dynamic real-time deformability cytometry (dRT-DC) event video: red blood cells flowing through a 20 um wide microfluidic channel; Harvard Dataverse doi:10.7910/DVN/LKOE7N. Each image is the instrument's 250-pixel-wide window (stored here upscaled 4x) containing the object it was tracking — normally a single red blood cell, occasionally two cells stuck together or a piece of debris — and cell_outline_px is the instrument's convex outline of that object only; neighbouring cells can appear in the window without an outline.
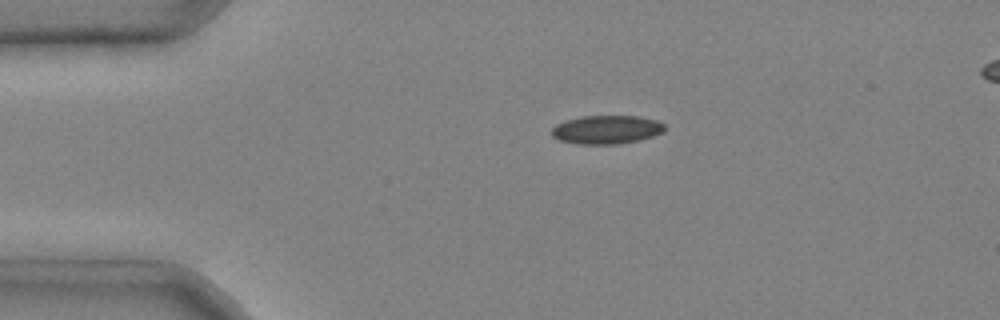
{"species": "common noctule bat (a hibernating species)", "species_latin": "Nyctalus noctula", "temperature_condition": "cold", "stored_images_in_passage": 4, "camera_frame_rate_fps": 3000, "um_per_image_px": 0.085, "animal": {"sex": "male", "body_mass_g": 20.4}, "frame": {"image": 1, "passage_image": 4, "time_ms": 1.0, "image_size_px": [1000, 320], "cell_outline_px": [[664, 132], [640, 140], [620, 144], [576, 144], [560, 140], [552, 136], [552, 128], [556, 124], [564, 120], [580, 116], [640, 116], [656, 120], [664, 124]], "centroid_in_image_um": [51.55, 11.02], "position_along_channel_um": 33.5, "area_um2": 18.96}}